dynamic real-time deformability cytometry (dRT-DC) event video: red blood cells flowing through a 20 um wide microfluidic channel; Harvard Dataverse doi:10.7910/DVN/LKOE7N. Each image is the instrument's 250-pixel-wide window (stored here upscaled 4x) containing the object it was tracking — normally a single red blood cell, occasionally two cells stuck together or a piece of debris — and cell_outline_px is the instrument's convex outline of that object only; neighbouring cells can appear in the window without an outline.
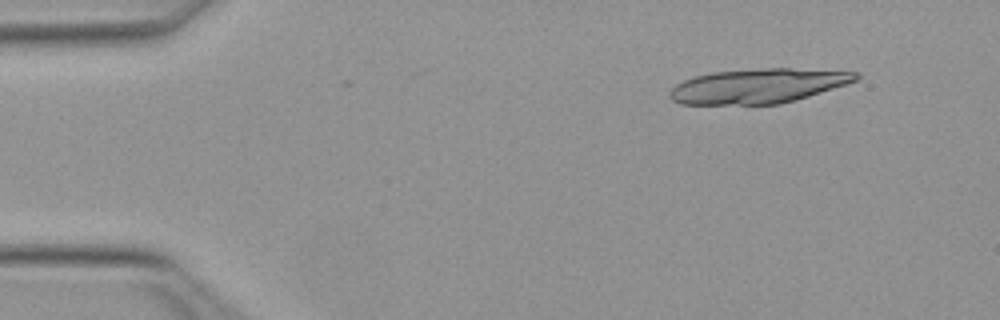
{"species": "Egyptian fruit bat (a non-hibernating species)", "species_latin": "Rousettus aegyptiacus", "temperature_condition": "warm", "stored_images_in_passage": 7, "camera_frame_rate_fps": 3000, "um_per_image_px": 0.085, "animal": {"sex": "female"}, "frame": {"image": 1, "passage_image": 5, "time_ms": 1.333, "image_size_px": [1000, 320], "cell_outline_px": [[860, 76], [856, 80], [796, 100], [780, 104], [680, 104], [672, 100], [668, 96], [668, 92], [676, 84], [692, 76], [712, 72], [764, 68], [788, 68], [860, 72]], "centroid_in_image_um": [64.38, 7.3], "position_along_channel_um": 20.6, "area_um2": 37.4}}